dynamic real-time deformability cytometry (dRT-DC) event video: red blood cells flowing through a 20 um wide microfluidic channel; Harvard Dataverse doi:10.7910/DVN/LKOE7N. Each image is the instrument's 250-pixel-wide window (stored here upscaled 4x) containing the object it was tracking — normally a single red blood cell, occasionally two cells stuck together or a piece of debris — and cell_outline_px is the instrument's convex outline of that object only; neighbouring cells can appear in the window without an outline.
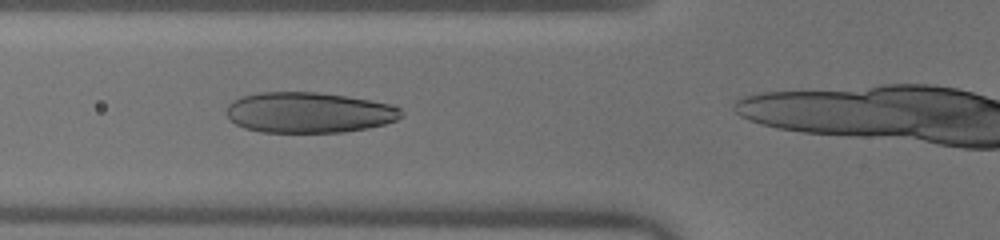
{"species": "human", "species_latin": "Homo sapiens", "temperature_condition": "warm", "stored_images_in_passage": 25, "camera_frame_rate_fps": 3000, "um_per_image_px": 0.085, "donor": {"sex": "male"}, "frame": {"image": 1, "passage_image": 3, "time_ms": 0.667, "image_size_px": [1000, 240], "cell_outline_px": [[404, 116], [396, 120], [384, 124], [368, 128], [344, 132], [260, 132], [244, 128], [236, 124], [224, 112], [228, 104], [232, 100], [244, 96], [260, 92], [316, 92], [348, 96], [388, 104], [400, 108], [404, 112]], "centroid_in_image_um": [26.24, 9.57], "position_along_channel_um": 99.6, "area_um2": 41.5}}
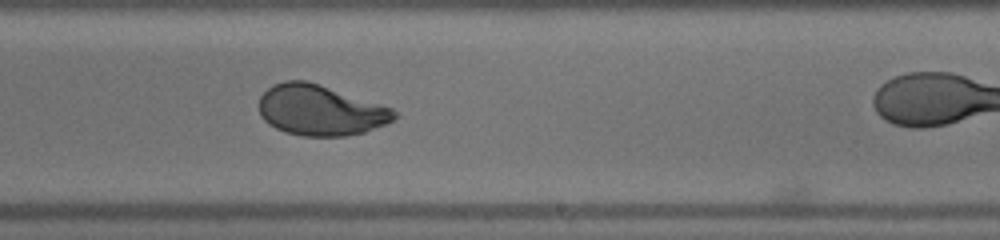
{"frame": {"image": 2, "passage_image": 15, "time_ms": 4.667, "image_size_px": [1000, 240], "cell_outline_px": [[396, 116], [392, 120], [384, 124], [364, 132], [344, 136], [304, 136], [284, 132], [268, 124], [260, 116], [260, 96], [272, 84], [284, 80], [308, 80], [392, 108], [396, 112]], "centroid_in_image_um": [27.18, 9.36], "position_along_channel_um": 261.8, "area_um2": 39.71}}
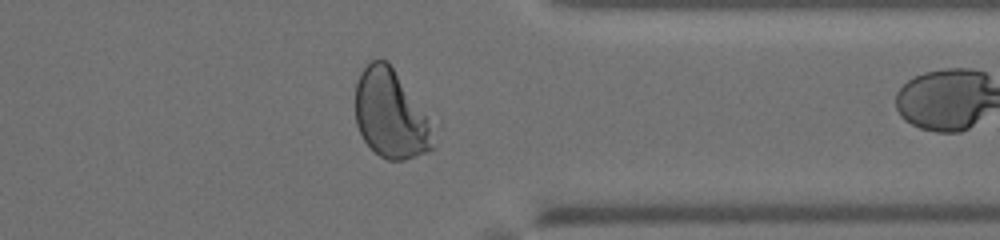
{"frame": {"image": 3, "passage_image": 24, "time_ms": 7.667, "image_size_px": [1000, 240], "cell_outline_px": [[436, 148], [428, 152], [404, 160], [388, 160], [380, 156], [364, 140], [356, 124], [356, 80], [360, 72], [372, 60], [388, 60], [432, 124]], "centroid_in_image_um": [33.22, 9.73], "position_along_channel_um": 378.2, "area_um2": 40.06}}